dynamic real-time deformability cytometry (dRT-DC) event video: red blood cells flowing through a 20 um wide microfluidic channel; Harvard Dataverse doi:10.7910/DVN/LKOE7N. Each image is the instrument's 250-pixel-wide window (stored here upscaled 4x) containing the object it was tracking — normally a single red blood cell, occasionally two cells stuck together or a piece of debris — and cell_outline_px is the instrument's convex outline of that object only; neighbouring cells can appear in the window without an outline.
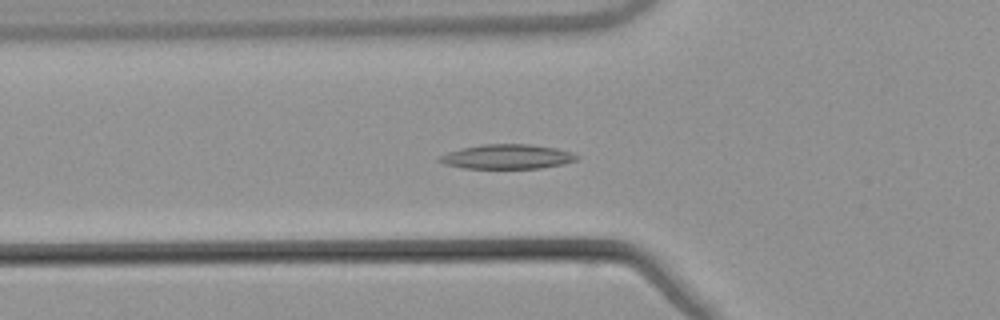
{"species": "common noctule bat (a hibernating species)", "species_latin": "Nyctalus noctula", "temperature_condition": "warm", "stored_images_in_passage": 53, "camera_frame_rate_fps": 3000, "um_per_image_px": 0.085, "animal": {"sex": "male", "body_mass_g": 21.5, "forearm_length_mm": 52.0}, "frame": {"image": 1, "passage_image": 19, "time_ms": 6.0, "image_size_px": [1000, 320], "cell_outline_px": [[580, 156], [576, 160], [564, 164], [540, 168], [464, 168], [444, 164], [436, 160], [440, 156], [448, 152], [464, 148], [484, 144], [528, 144], [556, 148], [572, 152]], "centroid_in_image_um": [43.13, 13.32], "position_along_channel_um": 82.7, "area_um2": 19.54}}
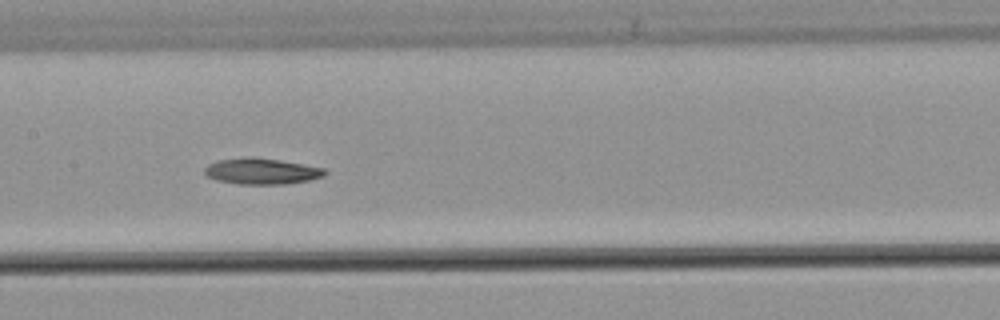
{"frame": {"image": 2, "passage_image": 27, "time_ms": 8.667, "image_size_px": [1000, 320], "cell_outline_px": [[328, 172], [324, 176], [308, 180], [288, 184], [236, 184], [216, 180], [208, 176], [204, 172], [204, 168], [208, 164], [216, 160], [252, 156], [256, 156], [280, 160], [324, 168]], "centroid_in_image_um": [22.22, 14.55], "position_along_channel_um": 185.2, "area_um2": 18.44}}
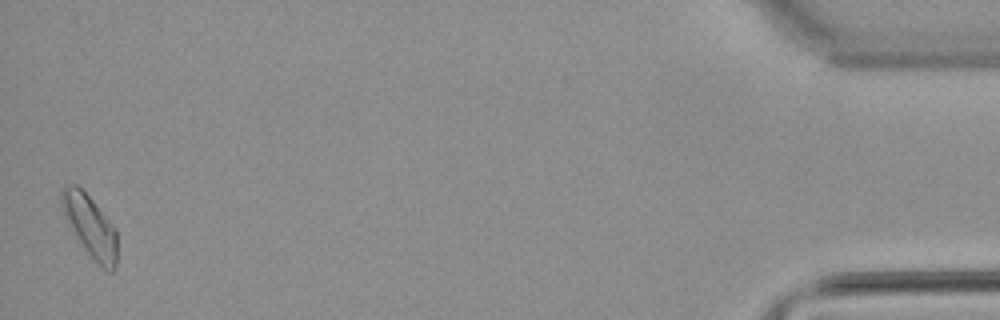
{"frame": {"image": 3, "passage_image": 53, "time_ms": 17.333, "image_size_px": [1000, 320], "cell_outline_px": [[116, 268], [112, 272], [108, 272], [84, 248], [60, 208], [60, 188], [64, 184], [76, 184], [92, 200], [116, 228]], "centroid_in_image_um": [7.64, 19.16], "position_along_channel_um": 427.6, "area_um2": 19.65}, "authors_computed_cell_mechanics": {"area_um2": 18.4382, "velocity_mm_per_s": 3.8399, "shape_relaxation_time_tau1_ms": 10.416, "shape_relaxation_time_tau2_ms": null, "deformation_change_tau1": 0.1884, "deformation_change_tau2": null}}